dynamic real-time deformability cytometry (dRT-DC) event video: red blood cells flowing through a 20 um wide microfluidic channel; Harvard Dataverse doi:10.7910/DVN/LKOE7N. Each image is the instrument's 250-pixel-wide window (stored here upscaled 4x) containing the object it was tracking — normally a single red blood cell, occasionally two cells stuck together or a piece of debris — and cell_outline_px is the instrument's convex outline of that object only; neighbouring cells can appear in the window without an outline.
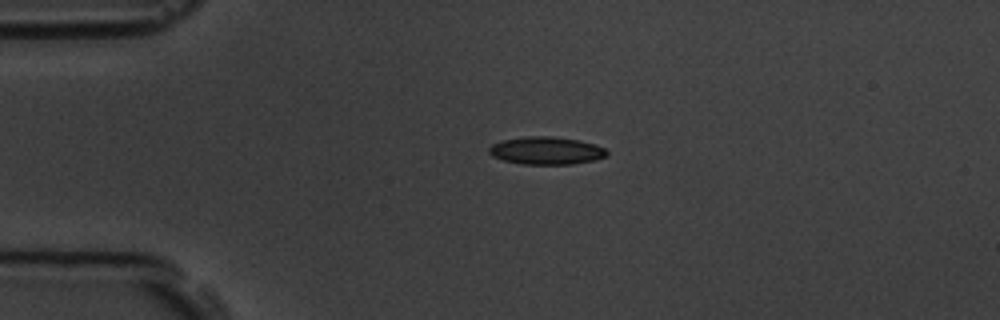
{"species": "common noctule bat (a hibernating species)", "species_latin": "Nyctalus noctula", "temperature_condition": "room temperature", "stored_images_in_passage": 3, "camera_frame_rate_fps": 3000, "um_per_image_px": 0.085, "animal": {"sex": "male", "body_mass_g": 19.5, "forearm_length_mm": 54.6}, "frame": {"image": 1, "passage_image": 1, "time_ms": 0.0, "image_size_px": [1000, 320], "cell_outline_px": [[608, 156], [596, 160], [572, 164], [524, 164], [504, 160], [492, 156], [488, 152], [488, 148], [492, 144], [500, 140], [524, 136], [552, 136], [580, 140], [596, 144], [604, 148], [608, 152]], "centroid_in_image_um": [46.44, 12.79], "position_along_channel_um": 38.6, "area_um2": 19.25}}
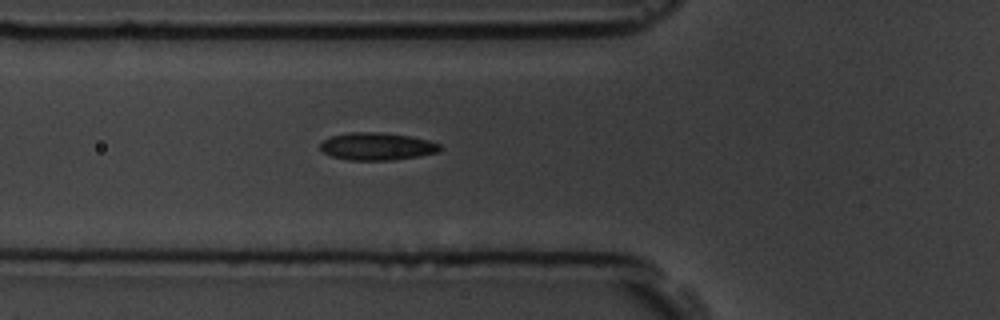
{"frame": {"image": 2, "passage_image": 3, "time_ms": 2.333, "image_size_px": [1000, 320], "cell_outline_px": [[440, 152], [420, 156], [392, 160], [348, 160], [332, 156], [324, 152], [320, 148], [320, 144], [324, 140], [332, 136], [348, 132], [380, 132], [412, 136], [428, 140], [440, 144]], "centroid_in_image_um": [32.07, 12.44], "position_along_channel_um": 93.7, "area_um2": 19.25}}